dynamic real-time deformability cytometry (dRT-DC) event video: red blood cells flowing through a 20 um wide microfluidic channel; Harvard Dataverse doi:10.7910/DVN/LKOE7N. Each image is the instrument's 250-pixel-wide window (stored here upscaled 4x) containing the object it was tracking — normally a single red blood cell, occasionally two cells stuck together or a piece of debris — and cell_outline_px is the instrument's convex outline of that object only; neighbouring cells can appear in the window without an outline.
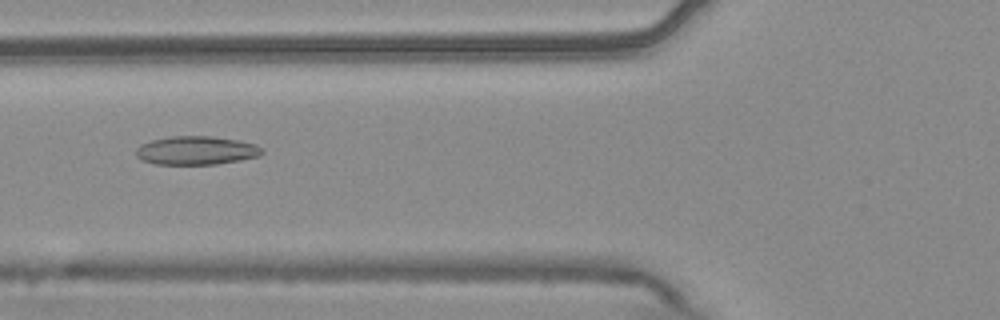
{"species": "common noctule bat (a hibernating species)", "species_latin": "Nyctalus noctula", "temperature_condition": "warm", "stored_images_in_passage": 54, "camera_frame_rate_fps": 3000, "um_per_image_px": 0.085, "animal": {"sex": "male", "body_mass_g": 20.4}, "frame": {"image": 1, "passage_image": 21, "time_ms": 6.667, "image_size_px": [1000, 320], "cell_outline_px": [[264, 152], [260, 156], [240, 160], [216, 164], [156, 164], [144, 160], [136, 156], [136, 148], [140, 144], [152, 140], [172, 136], [212, 136], [236, 140], [256, 144], [264, 148]], "centroid_in_image_um": [16.71, 12.78], "position_along_channel_um": 109.1, "area_um2": 20.98}}
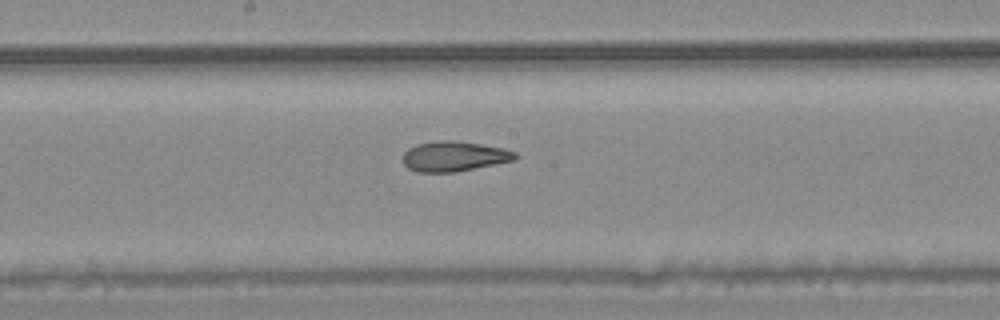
{"frame": {"image": 2, "passage_image": 29, "time_ms": 9.333, "image_size_px": [1000, 320], "cell_outline_px": [[516, 160], [456, 172], [416, 172], [408, 168], [404, 164], [404, 152], [408, 148], [416, 144], [436, 140], [456, 140], [504, 148], [516, 152]], "centroid_in_image_um": [38.59, 13.28], "position_along_channel_um": 209.6, "area_um2": 19.83}}
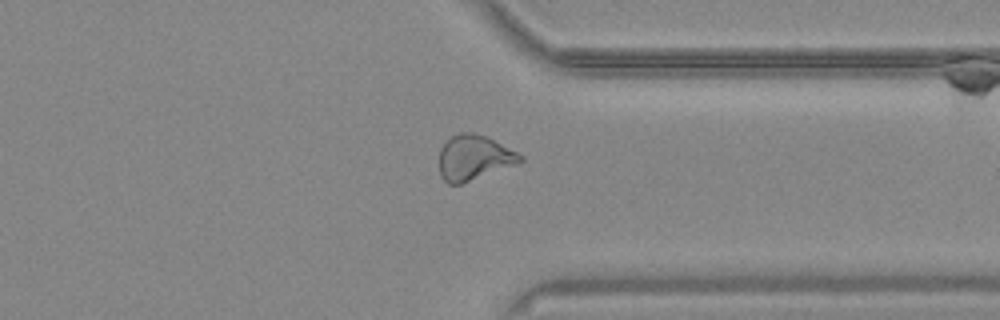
{"frame": {"image": 3, "passage_image": 42, "time_ms": 13.667, "image_size_px": [1000, 320], "cell_outline_px": [[524, 160], [516, 164], [460, 184], [448, 184], [440, 176], [440, 148], [452, 136], [460, 132], [472, 132], [484, 136], [524, 156]], "centroid_in_image_um": [40.26, 13.41], "position_along_channel_um": 371.1, "area_um2": 20.81}, "authors_computed_cell_mechanics": {"area_um2": 21.964, "velocity_mm_per_s": 3.7531, "shape_relaxation_time_tau1_ms": null, "shape_relaxation_time_tau2_ms": 2.161, "deformation_change_tau1": null, "deformation_change_tau2": 0.0846}}